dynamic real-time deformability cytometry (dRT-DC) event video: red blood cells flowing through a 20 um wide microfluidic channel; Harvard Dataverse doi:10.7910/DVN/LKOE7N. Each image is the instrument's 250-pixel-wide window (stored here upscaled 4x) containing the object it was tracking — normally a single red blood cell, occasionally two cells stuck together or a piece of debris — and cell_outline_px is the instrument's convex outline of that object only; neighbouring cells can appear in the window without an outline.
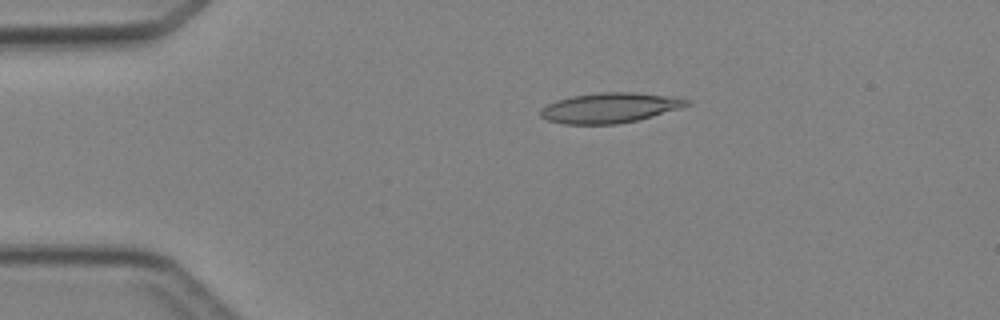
{"species": "Egyptian fruit bat (a non-hibernating species)", "species_latin": "Rousettus aegyptiacus", "temperature_condition": "cold", "stored_images_in_passage": 3, "camera_frame_rate_fps": 3000, "um_per_image_px": 0.085, "animal": {"sex": "female"}, "frame": {"image": 1, "passage_image": 2, "time_ms": 1.0, "image_size_px": [1000, 320], "cell_outline_px": [[692, 100], [688, 104], [680, 108], [652, 116], [636, 120], [616, 124], [564, 124], [548, 120], [540, 116], [540, 108], [556, 100], [572, 96], [600, 92], [636, 92], [680, 96]], "centroid_in_image_um": [51.87, 9.14], "position_along_channel_um": 33.1, "area_um2": 25.84}}